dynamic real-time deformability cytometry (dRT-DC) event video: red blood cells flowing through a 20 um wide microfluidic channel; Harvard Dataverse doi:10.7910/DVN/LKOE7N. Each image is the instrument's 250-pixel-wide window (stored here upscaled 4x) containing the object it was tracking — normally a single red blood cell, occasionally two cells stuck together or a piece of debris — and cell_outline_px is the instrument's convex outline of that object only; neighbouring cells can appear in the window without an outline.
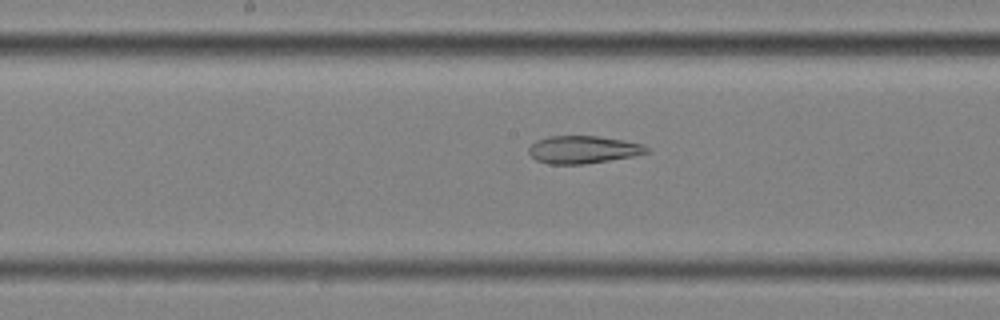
{"species": "common noctule bat (a hibernating species)", "species_latin": "Nyctalus noctula", "temperature_condition": "cold", "stored_images_in_passage": 44, "segment_of_instrument_passage": [2, 2], "camera_frame_rate_fps": 3000, "um_per_image_px": 0.085, "animal": {"sex": "female", "body_mass_g": 25.1}, "frame": {"image": 1, "passage_image": 17, "time_ms": 5.333, "image_size_px": [1000, 320], "cell_outline_px": [[652, 152], [632, 156], [584, 164], [548, 164], [536, 160], [528, 152], [528, 148], [536, 140], [548, 136], [596, 136], [644, 144]], "centroid_in_image_um": [49.55, 12.72], "position_along_channel_um": 198.7, "area_um2": 18.9}}
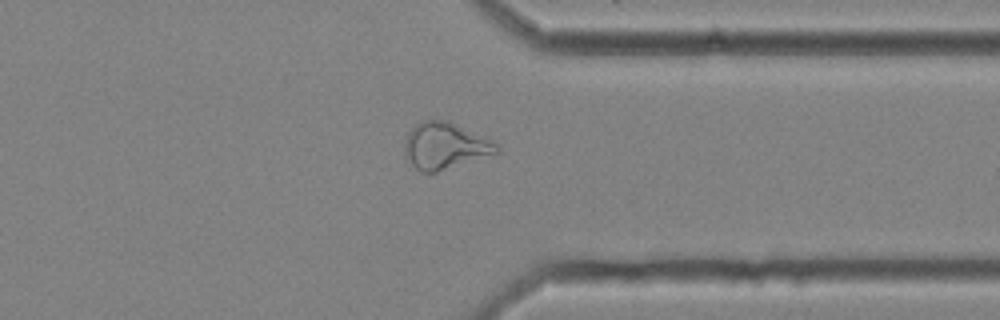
{"frame": {"image": 2, "passage_image": 32, "time_ms": 10.333, "image_size_px": [1000, 320], "cell_outline_px": [[500, 152], [436, 172], [420, 172], [412, 164], [404, 152], [404, 140], [408, 132], [420, 120], [448, 120], [488, 136], [500, 144]], "centroid_in_image_um": [37.88, 12.36], "position_along_channel_um": 373.5, "area_um2": 25.37}}
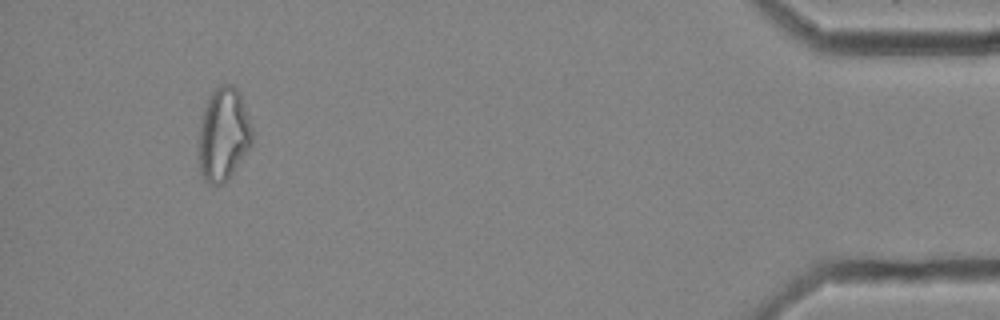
{"frame": {"image": 3, "passage_image": 41, "time_ms": 13.333, "image_size_px": [1000, 320], "cell_outline_px": [[252, 144], [228, 180], [224, 184], [208, 184], [204, 180], [200, 172], [200, 120], [208, 96], [220, 84], [232, 84], [240, 92], [252, 128]], "centroid_in_image_um": [19.0, 11.42], "position_along_channel_um": 416.2, "area_um2": 29.02}}